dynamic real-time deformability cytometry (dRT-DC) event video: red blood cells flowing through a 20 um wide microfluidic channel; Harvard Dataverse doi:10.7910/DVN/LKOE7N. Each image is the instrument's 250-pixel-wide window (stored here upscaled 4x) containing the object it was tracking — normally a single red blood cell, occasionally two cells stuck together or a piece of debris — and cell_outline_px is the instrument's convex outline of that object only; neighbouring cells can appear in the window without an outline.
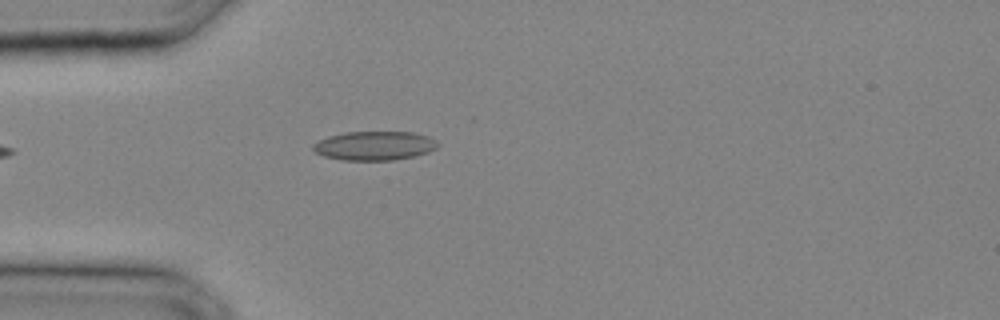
{"species": "common noctule bat (a hibernating species)", "species_latin": "Nyctalus noctula", "temperature_condition": "cold", "stored_images_in_passage": 22, "camera_frame_rate_fps": 3000, "um_per_image_px": 0.085, "animal": {"sex": "male", "body_mass_g": 20.4}, "frame": {"image": 1, "passage_image": 1, "time_ms": 0.0, "image_size_px": [1000, 320], "cell_outline_px": [[440, 144], [436, 148], [428, 152], [416, 156], [396, 160], [340, 160], [324, 156], [316, 152], [312, 148], [312, 144], [328, 136], [348, 132], [412, 132], [428, 136], [436, 140]], "centroid_in_image_um": [31.85, 12.39], "position_along_channel_um": 53.1, "area_um2": 21.15}}
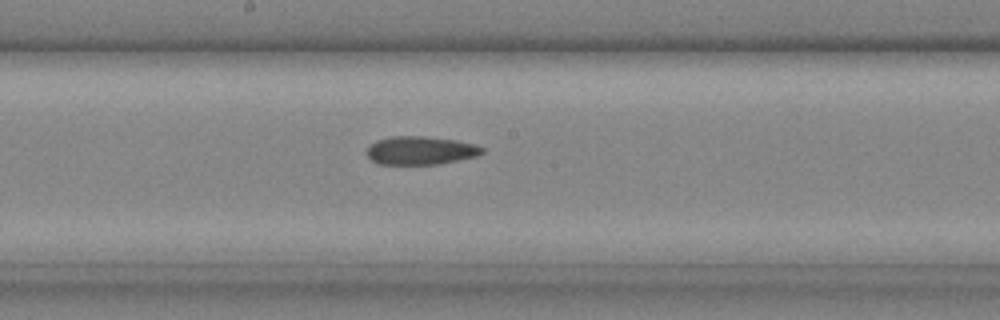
{"frame": {"image": 2, "passage_image": 9, "time_ms": 2.667, "image_size_px": [1000, 320], "cell_outline_px": [[484, 152], [476, 156], [440, 164], [380, 164], [372, 160], [368, 156], [368, 144], [376, 140], [392, 136], [424, 136], [456, 140], [476, 144], [484, 148]], "centroid_in_image_um": [35.76, 12.78], "position_along_channel_um": 212.4, "area_um2": 19.07}}
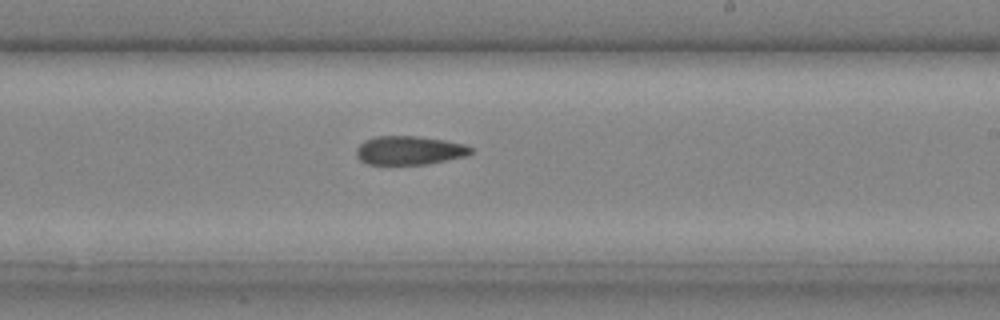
{"frame": {"image": 3, "passage_image": 11, "time_ms": 3.333, "image_size_px": [1000, 320], "cell_outline_px": [[472, 152], [468, 156], [428, 164], [368, 164], [360, 160], [356, 156], [356, 148], [364, 140], [376, 136], [416, 136], [444, 140], [464, 144], [472, 148]], "centroid_in_image_um": [34.79, 12.78], "position_along_channel_um": 254.2, "area_um2": 19.25}}